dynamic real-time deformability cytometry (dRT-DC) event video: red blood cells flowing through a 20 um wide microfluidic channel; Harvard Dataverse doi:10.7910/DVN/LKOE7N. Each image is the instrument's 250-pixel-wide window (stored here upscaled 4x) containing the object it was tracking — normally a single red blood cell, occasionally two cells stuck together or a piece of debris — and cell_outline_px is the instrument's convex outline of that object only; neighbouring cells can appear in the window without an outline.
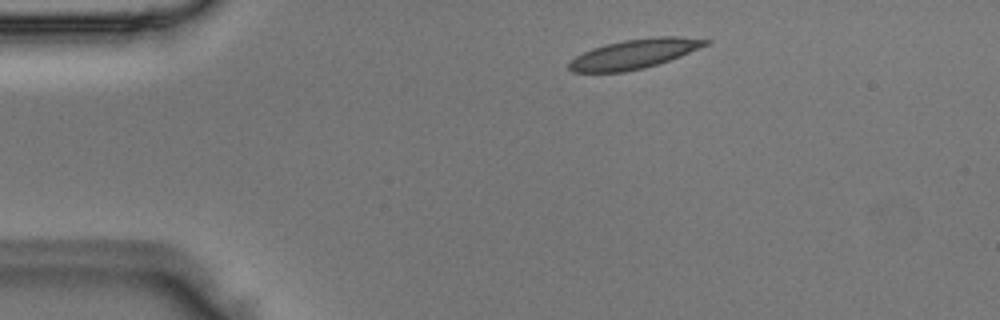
{"species": "Egyptian fruit bat (a non-hibernating species)", "species_latin": "Rousettus aegyptiacus", "temperature_condition": "room temperature", "stored_images_in_passage": 5, "camera_frame_rate_fps": 3000, "um_per_image_px": 0.085, "animal": {"sex": "male"}, "frame": {"image": 1, "passage_image": 1, "time_ms": 0.0, "image_size_px": [1000, 320], "cell_outline_px": [[712, 40], [708, 44], [680, 56], [644, 68], [624, 72], [572, 72], [568, 68], [568, 64], [576, 56], [592, 48], [604, 44], [624, 40], [652, 36], [676, 36]], "centroid_in_image_um": [53.9, 4.57], "position_along_channel_um": 31.1, "area_um2": 23.29}}
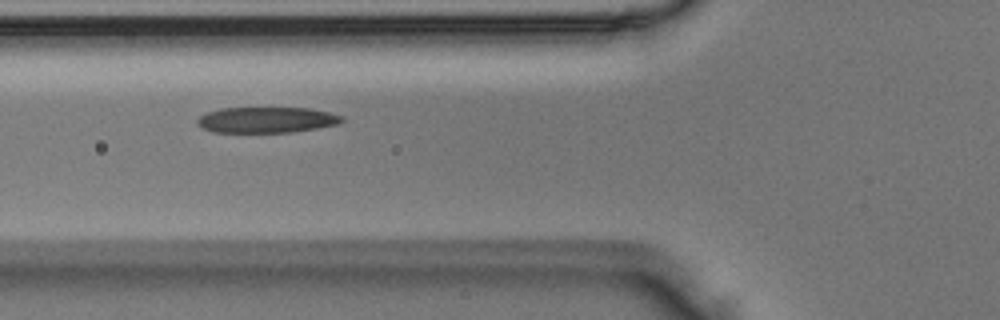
{"frame": {"image": 2, "passage_image": 3, "time_ms": 0.667, "image_size_px": [1000, 320], "cell_outline_px": [[344, 120], [340, 124], [292, 132], [212, 132], [200, 128], [196, 124], [196, 120], [200, 116], [208, 112], [220, 108], [308, 108], [328, 112], [344, 116]], "centroid_in_image_um": [22.64, 10.19], "position_along_channel_um": 103.2, "area_um2": 21.85}}
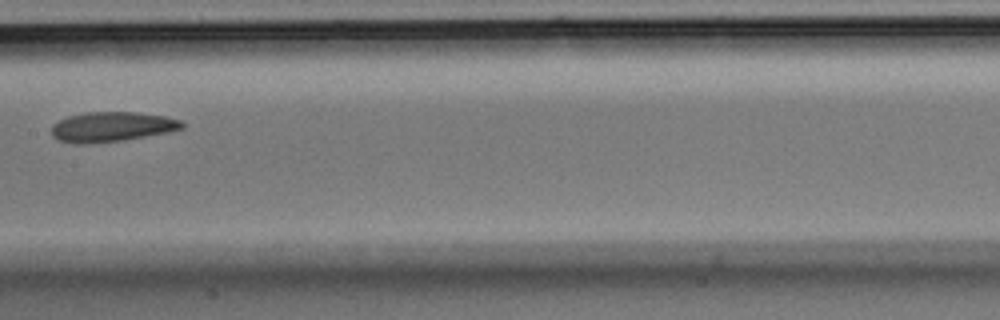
{"frame": {"image": 3, "passage_image": 5, "time_ms": 1.333, "image_size_px": [1000, 320], "cell_outline_px": [[184, 128], [144, 136], [120, 140], [80, 144], [56, 140], [52, 136], [52, 124], [68, 116], [84, 112], [136, 112], [164, 116], [180, 120], [184, 124]], "centroid_in_image_um": [9.45, 10.76], "position_along_channel_um": 198.0, "area_um2": 22.37}}